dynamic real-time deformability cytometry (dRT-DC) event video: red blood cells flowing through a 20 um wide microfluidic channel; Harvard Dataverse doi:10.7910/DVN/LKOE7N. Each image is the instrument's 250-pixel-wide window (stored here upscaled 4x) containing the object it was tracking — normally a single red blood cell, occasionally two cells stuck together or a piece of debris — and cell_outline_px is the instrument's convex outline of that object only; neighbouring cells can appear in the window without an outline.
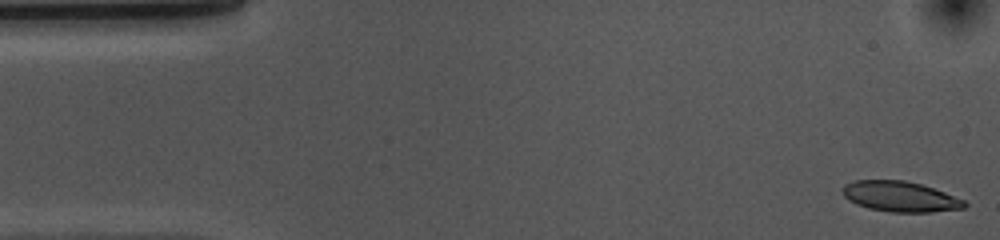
{"species": "common noctule bat (a hibernating species)", "species_latin": "Nyctalus noctula", "temperature_condition": "cold", "stored_images_in_passage": 53, "camera_frame_rate_fps": 3000, "um_per_image_px": 0.085, "animal": {"sex": "female", "body_mass_g": 10.0, "forearm_length_mm": 53.1}, "frame": {"image": 1, "passage_image": 1, "time_ms": 0.0, "image_size_px": [1000, 240], "cell_outline_px": [[968, 204], [964, 208], [932, 212], [892, 212], [868, 208], [856, 204], [848, 200], [844, 196], [840, 188], [844, 184], [856, 180], [904, 180], [920, 184], [944, 192], [964, 200]], "centroid_in_image_um": [76.48, 16.71], "position_along_channel_um": 8.5, "area_um2": 21.62}}
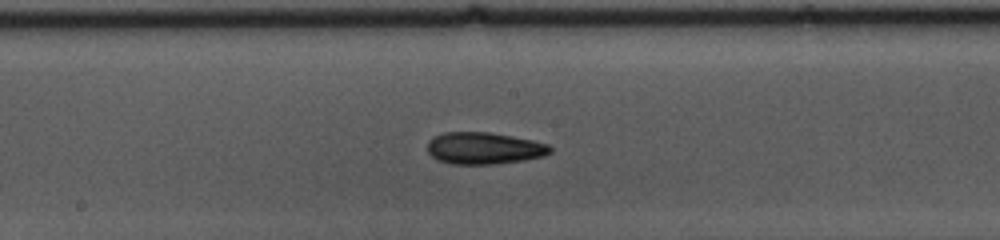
{"frame": {"image": 2, "passage_image": 26, "time_ms": 8.333, "image_size_px": [1000, 240], "cell_outline_px": [[552, 152], [544, 156], [524, 160], [492, 164], [452, 164], [436, 160], [428, 152], [428, 140], [432, 136], [444, 132], [488, 132], [512, 136], [532, 140], [548, 144], [552, 148]], "centroid_in_image_um": [41.13, 12.6], "position_along_channel_um": 207.1, "area_um2": 22.95}}
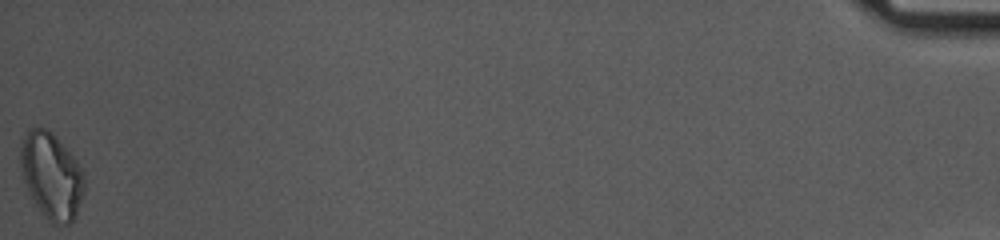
{"frame": {"image": 3, "passage_image": 53, "time_ms": 17.333, "image_size_px": [1000, 240], "cell_outline_px": [[84, 192], [76, 216], [68, 224], [52, 224], [40, 212], [28, 192], [24, 180], [20, 164], [20, 144], [28, 128], [48, 128], [56, 136], [76, 160], [84, 172]], "centroid_in_image_um": [4.37, 14.93], "position_along_channel_um": 430.8, "area_um2": 32.19}, "authors_computed_cell_mechanics": {"area_um2": 22.542, "velocity_mm_per_s": 3.6626, "shape_relaxation_time_tau1_ms": 5.4901, "shape_relaxation_time_tau2_ms": 4.3587, "deformation_change_tau1": 0.118, "deformation_change_tau2": 0.1097}}